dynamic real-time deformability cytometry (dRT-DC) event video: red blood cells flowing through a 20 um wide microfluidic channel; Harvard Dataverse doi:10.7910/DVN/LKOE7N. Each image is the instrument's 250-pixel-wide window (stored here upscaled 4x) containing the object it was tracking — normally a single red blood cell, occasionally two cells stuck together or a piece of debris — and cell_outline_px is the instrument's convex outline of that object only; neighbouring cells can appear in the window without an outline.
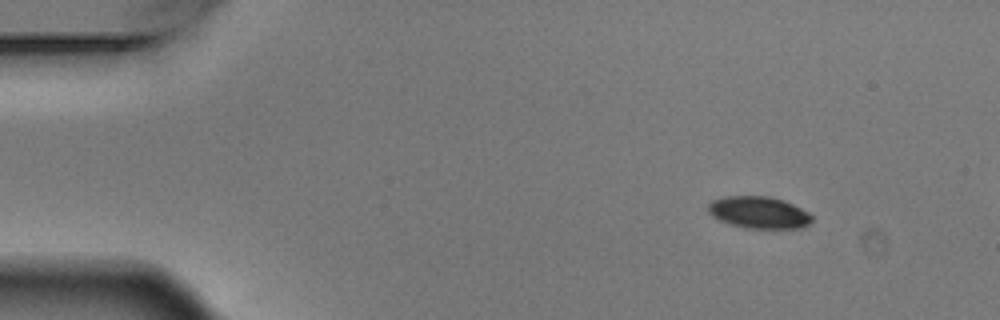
{"species": "Egyptian fruit bat (a non-hibernating species)", "species_latin": "Rousettus aegyptiacus", "temperature_condition": "warm", "stored_images_in_passage": 4, "segment_of_instrument_passage": [1, 2], "camera_frame_rate_fps": 3000, "um_per_image_px": 0.085, "animal": {"sex": "male"}, "frame": {"image": 1, "passage_image": 1, "time_ms": 0.0, "image_size_px": [1000, 320], "cell_outline_px": [[812, 220], [804, 228], [744, 228], [720, 220], [712, 216], [708, 212], [708, 204], [712, 200], [724, 196], [772, 196], [784, 200], [808, 212], [812, 216]], "centroid_in_image_um": [64.5, 18.05], "position_along_channel_um": 20.5, "area_um2": 19.36}}